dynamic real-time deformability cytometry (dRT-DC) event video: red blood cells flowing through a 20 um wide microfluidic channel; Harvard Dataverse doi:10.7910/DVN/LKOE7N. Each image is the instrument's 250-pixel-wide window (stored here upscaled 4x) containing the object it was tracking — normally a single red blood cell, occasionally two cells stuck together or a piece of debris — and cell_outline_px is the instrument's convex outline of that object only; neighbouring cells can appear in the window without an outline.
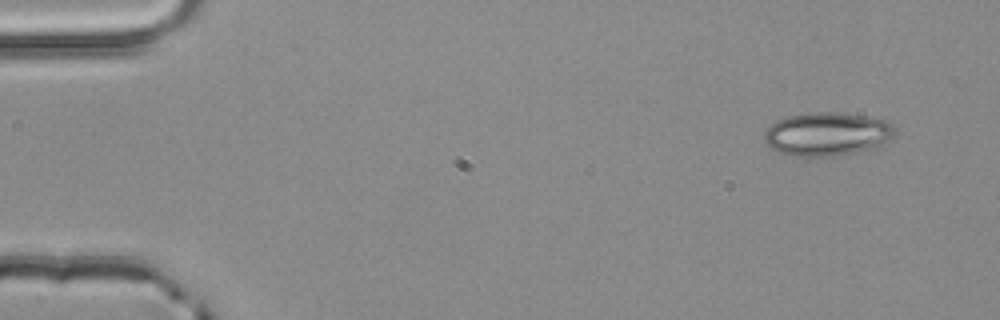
{"species": "common noctule bat (a hibernating species)", "species_latin": "Nyctalus noctula", "temperature_condition": "room temperature", "stored_images_in_passage": 3, "camera_frame_rate_fps": 3000, "um_per_image_px": 0.085, "animal": {"sex": "male", "body_mass_g": 20.4}, "frame": {"image": 1, "passage_image": 1, "time_ms": 0.0, "image_size_px": [1000, 320], "cell_outline_px": [[896, 132], [888, 140], [876, 148], [856, 152], [832, 156], [792, 156], [780, 152], [772, 148], [764, 140], [764, 132], [776, 120], [788, 116], [808, 112], [840, 112], [888, 120], [896, 128]], "centroid_in_image_um": [70.33, 11.38], "position_along_channel_um": 14.7, "area_um2": 33.23}}